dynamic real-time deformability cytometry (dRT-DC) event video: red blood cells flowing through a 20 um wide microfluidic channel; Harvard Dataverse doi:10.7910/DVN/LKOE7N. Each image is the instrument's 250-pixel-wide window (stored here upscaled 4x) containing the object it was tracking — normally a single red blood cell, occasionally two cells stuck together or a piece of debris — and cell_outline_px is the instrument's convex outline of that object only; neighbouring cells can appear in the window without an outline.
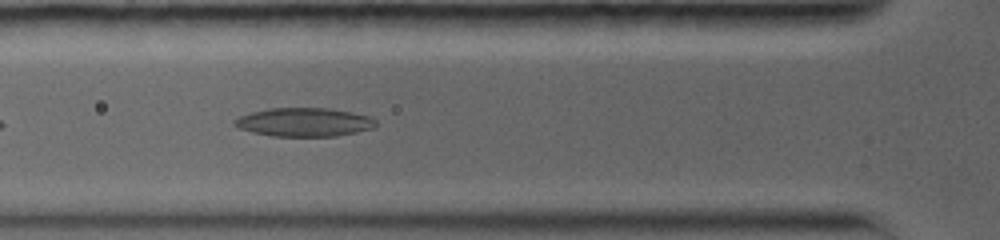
{"species": "common noctule bat (a hibernating species)", "species_latin": "Nyctalus noctula", "temperature_condition": "warm", "stored_images_in_passage": 9, "camera_frame_rate_fps": 5000, "um_per_image_px": 0.085, "animal": {"sex": "female", "body_mass_g": 19.0, "forearm_length_mm": 56.7}, "frame": {"image": 1, "passage_image": 4, "time_ms": 0.6, "image_size_px": [1000, 240], "cell_outline_px": [[376, 128], [336, 136], [272, 136], [252, 132], [240, 128], [232, 124], [232, 120], [240, 116], [252, 112], [268, 108], [328, 108], [372, 116], [376, 120]], "centroid_in_image_um": [25.87, 10.38], "position_along_channel_um": 99.9, "area_um2": 23.7}}